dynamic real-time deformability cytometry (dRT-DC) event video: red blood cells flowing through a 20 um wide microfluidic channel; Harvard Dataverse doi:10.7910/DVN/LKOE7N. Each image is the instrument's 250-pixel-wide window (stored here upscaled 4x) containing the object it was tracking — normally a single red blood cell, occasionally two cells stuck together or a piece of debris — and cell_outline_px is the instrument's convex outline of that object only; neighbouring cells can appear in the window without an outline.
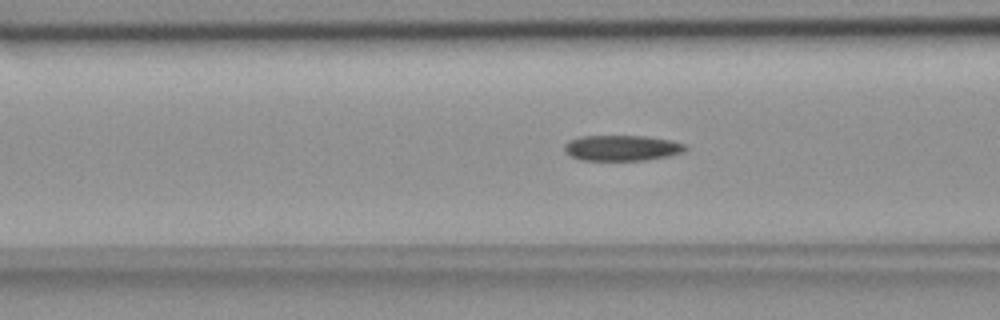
{"species": "common noctule bat (a hibernating species)", "species_latin": "Nyctalus noctula", "temperature_condition": "room temperature", "stored_images_in_passage": 54, "camera_frame_rate_fps": 3000, "um_per_image_px": 0.085, "animal": {"sex": "female", "body_mass_g": 18.4}, "frame": {"image": 1, "passage_image": 21, "time_ms": 6.667, "image_size_px": [1000, 320], "cell_outline_px": [[688, 148], [684, 152], [668, 156], [644, 160], [580, 160], [568, 156], [564, 152], [564, 144], [568, 140], [580, 136], [644, 136], [668, 140], [684, 144]], "centroid_in_image_um": [52.79, 12.58], "position_along_channel_um": 113.8, "area_um2": 18.15}}
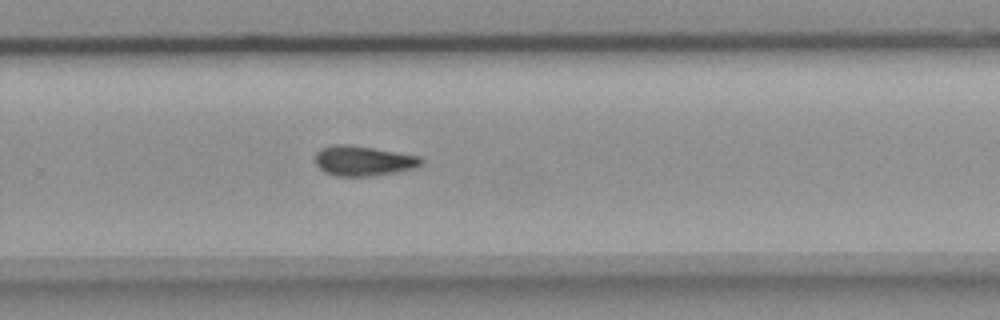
{"frame": {"image": 2, "passage_image": 36, "time_ms": 11.667, "image_size_px": [1000, 320], "cell_outline_px": [[424, 164], [416, 168], [396, 172], [372, 176], [336, 176], [324, 172], [316, 164], [316, 152], [320, 148], [332, 144], [348, 144], [420, 156], [424, 160]], "centroid_in_image_um": [30.89, 13.67], "position_along_channel_um": 298.9, "area_um2": 18.67}}
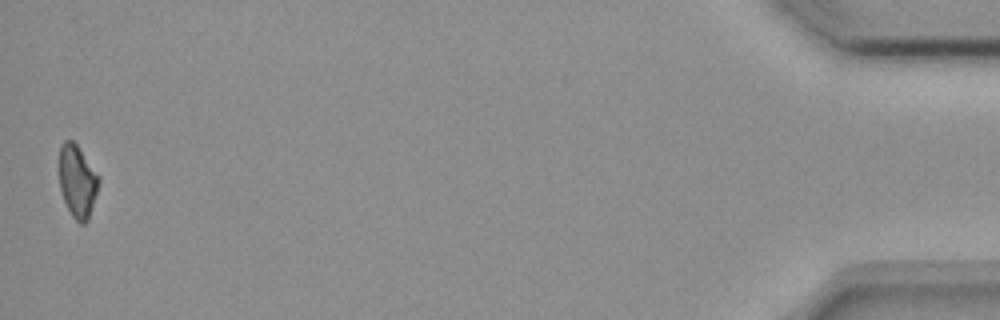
{"frame": {"image": 3, "passage_image": 54, "time_ms": 17.667, "image_size_px": [1000, 320], "cell_outline_px": [[100, 180], [88, 220], [84, 224], [80, 224], [72, 216], [64, 200], [60, 188], [60, 144], [64, 140], [72, 140], [76, 144], [100, 176]], "centroid_in_image_um": [6.59, 15.4], "position_along_channel_um": 428.6, "area_um2": 16.53}}